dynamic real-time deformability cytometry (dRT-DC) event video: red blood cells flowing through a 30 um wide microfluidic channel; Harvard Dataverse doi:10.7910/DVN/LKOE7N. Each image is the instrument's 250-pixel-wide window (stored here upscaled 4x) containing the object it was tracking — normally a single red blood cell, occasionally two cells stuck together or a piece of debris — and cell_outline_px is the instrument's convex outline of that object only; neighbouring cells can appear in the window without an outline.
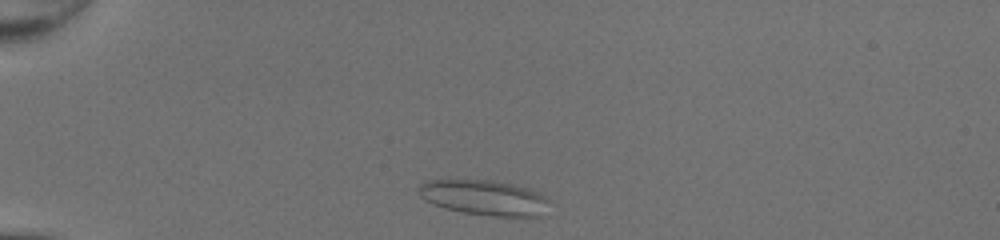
{"species": "common noctule bat (a hibernating species)", "species_latin": "Nyctalus noctula", "temperature_condition": "room temperature", "stored_images_in_passage": 36, "camera_frame_rate_fps": 3000, "um_per_image_px": 0.085, "animal": {"sex": "female", "body_mass_g": 20.0, "forearm_length_mm": 54.0}, "frame": {"image": 1, "passage_image": 2, "time_ms": 0.333, "image_size_px": [1000, 240], "cell_outline_px": [[548, 200], [540, 216], [532, 220], [492, 216], [460, 212], [444, 208], [432, 204], [424, 200], [416, 192], [416, 188], [420, 184], [428, 180], [492, 180], [512, 184], [528, 188], [548, 196]], "centroid_in_image_um": [41.17, 16.83], "position_along_channel_um": 43.8, "area_um2": 27.57}}
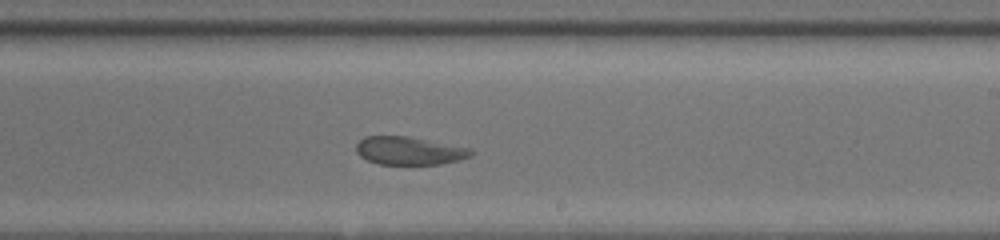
{"frame": {"image": 2, "passage_image": 20, "time_ms": 6.333, "image_size_px": [1000, 240], "cell_outline_px": [[476, 152], [472, 156], [460, 160], [440, 164], [380, 164], [368, 160], [360, 156], [356, 152], [356, 144], [364, 136], [408, 136], [472, 148]], "centroid_in_image_um": [34.83, 12.81], "position_along_channel_um": 254.2, "area_um2": 18.96}}
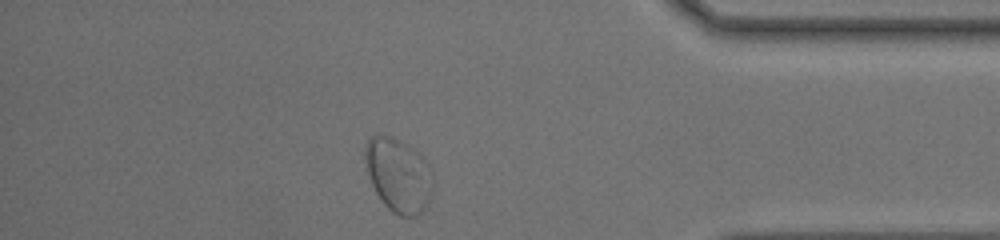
{"frame": {"image": 3, "passage_image": 32, "time_ms": 10.333, "image_size_px": [1000, 240], "cell_outline_px": [[432, 192], [428, 208], [416, 216], [400, 216], [392, 212], [384, 204], [376, 192], [372, 184], [364, 160], [364, 144], [372, 136], [388, 136], [408, 144], [420, 152], [428, 164], [432, 180]], "centroid_in_image_um": [33.88, 14.9], "position_along_channel_um": 401.3, "area_um2": 29.36}, "authors_computed_cell_mechanics": {"area_um2": 21.4438, "velocity_mm_per_s": 4.2707, "shape_relaxation_time_tau1_ms": null, "shape_relaxation_time_tau2_ms": 1.5915, "deformation_change_tau1": null, "deformation_change_tau2": 0.0731}}